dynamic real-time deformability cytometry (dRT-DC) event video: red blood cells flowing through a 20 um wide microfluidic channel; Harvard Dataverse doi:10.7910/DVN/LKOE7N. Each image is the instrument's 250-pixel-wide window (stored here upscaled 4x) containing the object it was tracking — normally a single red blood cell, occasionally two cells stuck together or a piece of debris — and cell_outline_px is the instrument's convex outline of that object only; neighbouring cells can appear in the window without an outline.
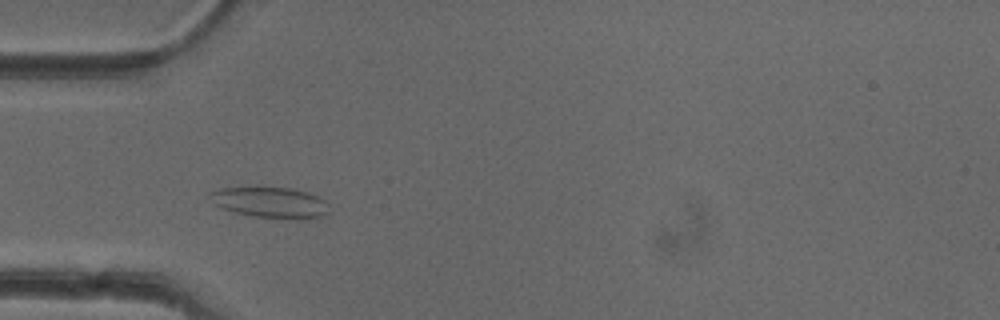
{"species": "common noctule bat (a hibernating species)", "species_latin": "Nyctalus noctula", "temperature_condition": "cold", "stored_images_in_passage": 37, "camera_frame_rate_fps": 3000, "um_per_image_px": 0.085, "animal": {"sex": "female"}, "frame": {"image": 1, "passage_image": 1, "time_ms": 0.0, "image_size_px": [1000, 320], "cell_outline_px": [[328, 212], [320, 216], [308, 220], [296, 220], [252, 216], [236, 212], [224, 208], [216, 204], [208, 196], [208, 192], [220, 188], [292, 188], [308, 192], [324, 200], [328, 204]], "centroid_in_image_um": [23.02, 17.23], "position_along_channel_um": 62.0, "area_um2": 21.33}}
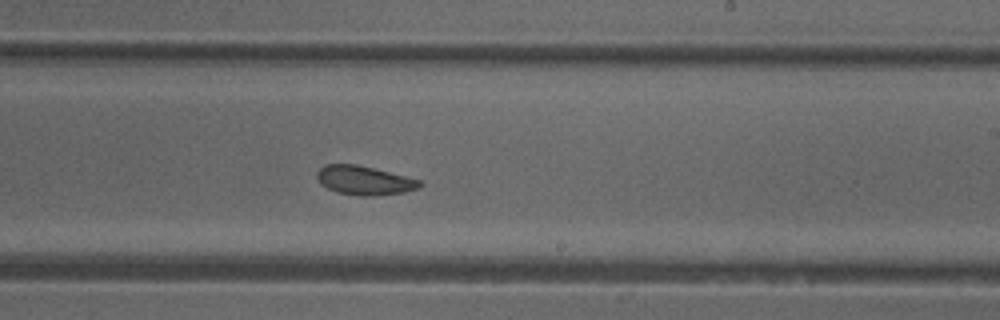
{"frame": {"image": 2, "passage_image": 16, "time_ms": 5.0, "image_size_px": [1000, 320], "cell_outline_px": [[424, 184], [420, 188], [404, 192], [376, 196], [360, 196], [336, 192], [320, 184], [316, 176], [316, 172], [324, 164], [356, 164], [420, 180]], "centroid_in_image_um": [30.95, 15.34], "position_along_channel_um": 258.1, "area_um2": 17.4}}
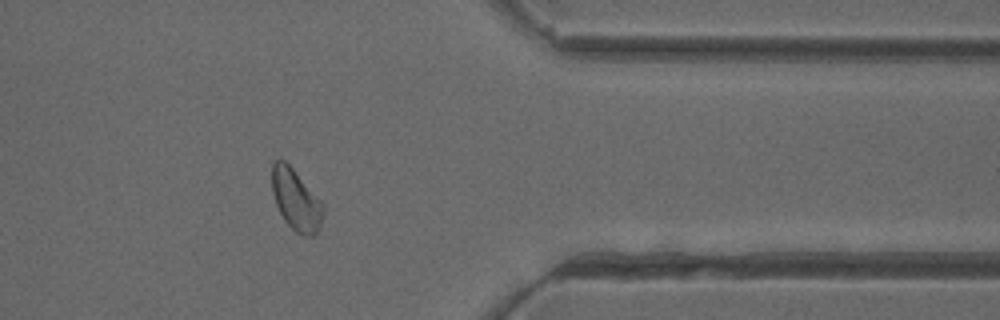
{"frame": {"image": 3, "passage_image": 27, "time_ms": 8.667, "image_size_px": [1000, 320], "cell_outline_px": [[324, 212], [320, 228], [312, 236], [304, 236], [296, 232], [284, 220], [276, 204], [272, 192], [272, 160], [284, 160], [292, 168], [324, 204]], "centroid_in_image_um": [25.16, 17.0], "position_along_channel_um": 386.2, "area_um2": 18.15}, "authors_computed_cell_mechanics": {"area_um2": 18.2648, "velocity_mm_per_s": 3.9405, "shape_relaxation_time_tau1_ms": null, "shape_relaxation_time_tau2_ms": 3.0114, "deformation_change_tau1": null, "deformation_change_tau2": 0.095}}